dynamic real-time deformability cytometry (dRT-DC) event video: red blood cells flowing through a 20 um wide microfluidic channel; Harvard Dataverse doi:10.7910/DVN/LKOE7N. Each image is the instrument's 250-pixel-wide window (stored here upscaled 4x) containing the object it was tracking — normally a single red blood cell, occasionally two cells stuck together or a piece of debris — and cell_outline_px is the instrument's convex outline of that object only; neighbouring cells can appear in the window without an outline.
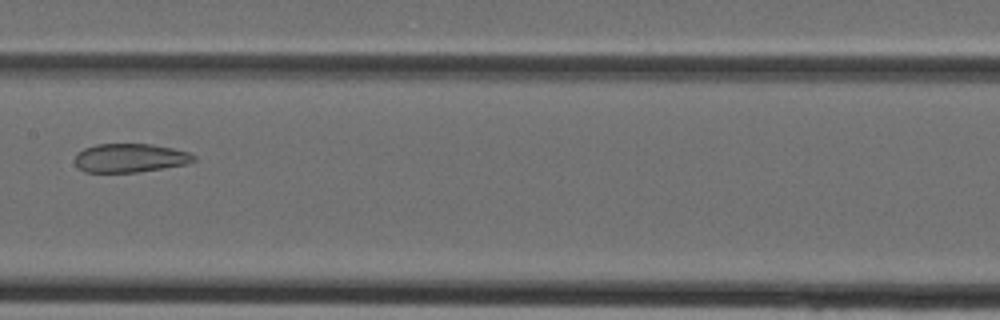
{"species": "Egyptian fruit bat (a non-hibernating species)", "species_latin": "Rousettus aegyptiacus", "temperature_condition": "cold", "stored_images_in_passage": 36, "camera_frame_rate_fps": 3000, "um_per_image_px": 0.085, "animal": {"sex": "female"}, "frame": {"image": 1, "passage_image": 17, "time_ms": 5.333, "image_size_px": [1000, 320], "cell_outline_px": [[196, 160], [188, 164], [164, 168], [136, 172], [84, 172], [76, 164], [76, 152], [84, 148], [96, 144], [152, 144], [172, 148], [188, 152], [196, 156]], "centroid_in_image_um": [11.07, 13.42], "position_along_channel_um": 196.3, "area_um2": 19.94}}
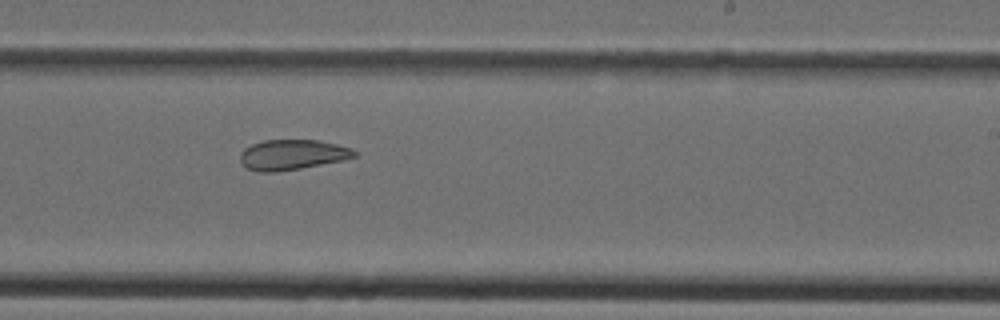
{"frame": {"image": 2, "passage_image": 21, "time_ms": 6.667, "image_size_px": [1000, 320], "cell_outline_px": [[356, 156], [344, 160], [300, 168], [276, 172], [256, 172], [248, 168], [240, 160], [240, 152], [244, 148], [252, 144], [264, 140], [320, 140], [352, 148], [356, 152]], "centroid_in_image_um": [24.84, 13.15], "position_along_channel_um": 264.2, "area_um2": 20.11}}
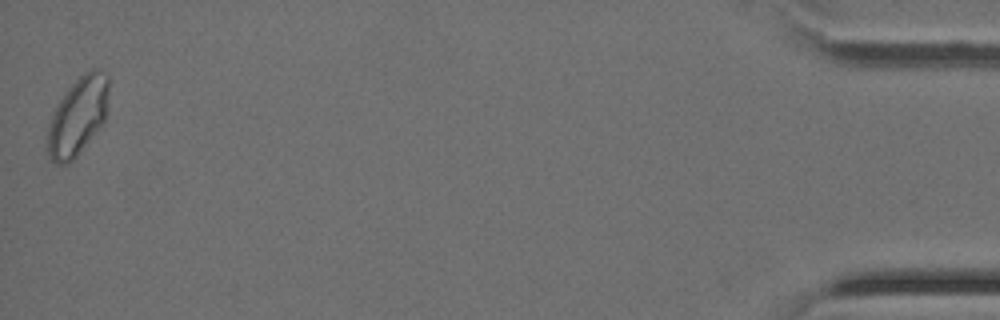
{"frame": {"image": 3, "passage_image": 36, "time_ms": 11.667, "image_size_px": [1000, 320], "cell_outline_px": [[108, 92], [104, 120], [76, 156], [72, 160], [64, 164], [52, 164], [44, 148], [48, 124], [52, 112], [68, 88], [88, 68], [96, 68], [108, 72]], "centroid_in_image_um": [6.55, 9.88], "position_along_channel_um": 428.6, "area_um2": 27.98}}